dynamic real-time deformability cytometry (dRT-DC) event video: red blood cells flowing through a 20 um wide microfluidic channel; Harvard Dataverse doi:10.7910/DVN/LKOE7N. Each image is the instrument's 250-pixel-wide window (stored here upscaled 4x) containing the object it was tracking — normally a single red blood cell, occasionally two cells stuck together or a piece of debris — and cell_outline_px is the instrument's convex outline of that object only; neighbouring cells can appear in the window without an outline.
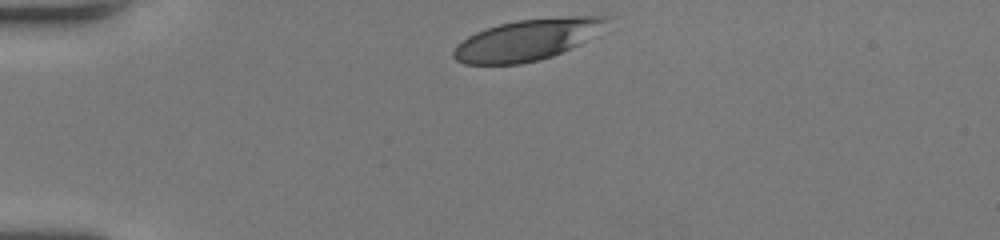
{"species": "human", "species_latin": "Homo sapiens", "temperature_condition": "room temperature", "stored_images_in_passage": 32, "camera_frame_rate_fps": 3000, "um_per_image_px": 0.085, "donor": {"sex": "female"}, "frame": {"image": 1, "passage_image": 1, "time_ms": 0.0, "image_size_px": [1000, 240], "cell_outline_px": [[616, 16], [584, 40], [552, 56], [540, 60], [520, 64], [464, 64], [456, 60], [452, 56], [452, 52], [456, 44], [468, 36], [476, 32], [500, 24], [516, 20], [568, 16]], "centroid_in_image_um": [44.74, 3.38], "position_along_channel_um": 40.3, "area_um2": 36.18}}
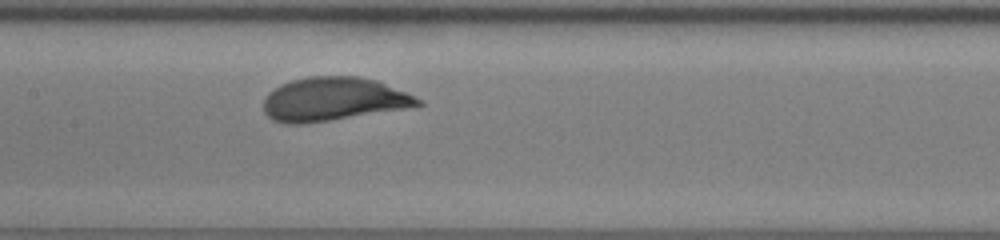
{"frame": {"image": 2, "passage_image": 15, "time_ms": 4.667, "image_size_px": [1000, 240], "cell_outline_px": [[424, 104], [408, 108], [304, 124], [284, 124], [272, 120], [264, 112], [264, 100], [268, 92], [292, 80], [308, 76], [356, 76], [376, 80], [404, 92], [420, 100]], "centroid_in_image_um": [28.3, 8.44], "position_along_channel_um": 179.1, "area_um2": 38.84}}
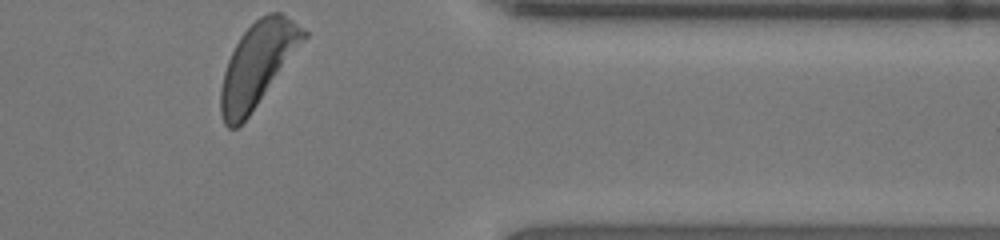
{"frame": {"image": 3, "passage_image": 32, "time_ms": 10.333, "image_size_px": [1000, 240], "cell_outline_px": [[308, 36], [248, 116], [236, 128], [228, 128], [224, 124], [220, 112], [220, 88], [224, 72], [228, 60], [240, 36], [260, 16], [268, 12], [280, 12], [304, 28], [308, 32]], "centroid_in_image_um": [21.88, 5.46], "position_along_channel_um": 389.5, "area_um2": 39.65}, "authors_computed_cell_mechanics": {"area_um2": 38.4948, "velocity_mm_per_s": 3.9624, "shape_relaxation_time_tau1_ms": 2.4516, "shape_relaxation_time_tau2_ms": null, "deformation_change_tau1": 0.1499, "deformation_change_tau2": null}}